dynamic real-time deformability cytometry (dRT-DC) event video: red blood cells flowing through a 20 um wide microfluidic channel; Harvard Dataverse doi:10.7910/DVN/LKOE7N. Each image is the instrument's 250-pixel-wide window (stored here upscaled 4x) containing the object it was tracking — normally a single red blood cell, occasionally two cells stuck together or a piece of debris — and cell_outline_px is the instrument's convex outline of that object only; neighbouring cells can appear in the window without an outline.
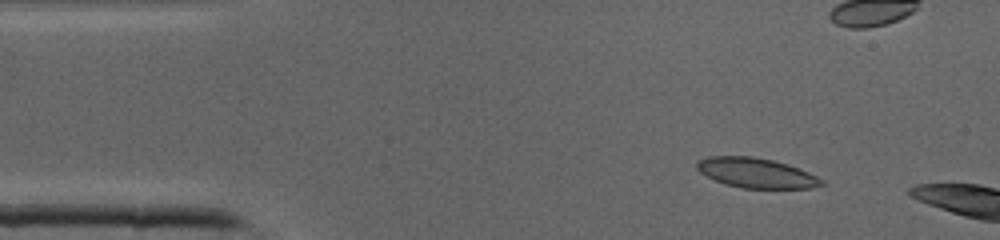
{"species": "common noctule bat (a hibernating species)", "species_latin": "Nyctalus noctula", "temperature_condition": "cold", "stored_images_in_passage": 10, "camera_frame_rate_fps": 3000, "um_per_image_px": 0.085, "animal": {"sex": "male", "body_mass_g": 19.0, "forearm_length_mm": 50.8}, "frame": {"image": 1, "passage_image": 4, "time_ms": 1.0, "image_size_px": [1000, 240], "cell_outline_px": [[824, 184], [812, 188], [740, 188], [724, 184], [700, 172], [696, 168], [696, 160], [708, 156], [752, 156], [772, 160], [788, 164], [808, 172], [824, 180]], "centroid_in_image_um": [64.26, 14.69], "position_along_channel_um": 20.7, "area_um2": 21.73}}